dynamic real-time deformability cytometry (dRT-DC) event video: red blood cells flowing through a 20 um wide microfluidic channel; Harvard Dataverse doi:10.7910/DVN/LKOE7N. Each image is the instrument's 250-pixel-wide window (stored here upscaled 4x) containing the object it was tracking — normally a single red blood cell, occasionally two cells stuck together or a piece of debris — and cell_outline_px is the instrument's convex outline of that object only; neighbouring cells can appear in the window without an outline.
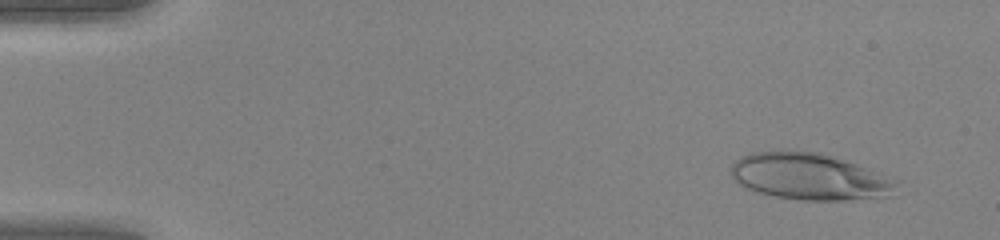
{"species": "human", "species_latin": "Homo sapiens", "temperature_condition": "warm", "stored_images_in_passage": 49, "camera_frame_rate_fps": 3000, "um_per_image_px": 0.085, "donor": {"sex": "female"}, "frame": {"image": 1, "passage_image": 4, "time_ms": 1.0, "image_size_px": [1000, 240], "cell_outline_px": [[896, 196], [844, 200], [800, 200], [776, 196], [756, 192], [740, 184], [732, 176], [732, 164], [740, 156], [752, 152], [776, 148], [820, 152], [864, 168], [896, 184]], "centroid_in_image_um": [68.69, 14.99], "position_along_channel_um": 16.3, "area_um2": 44.62}}
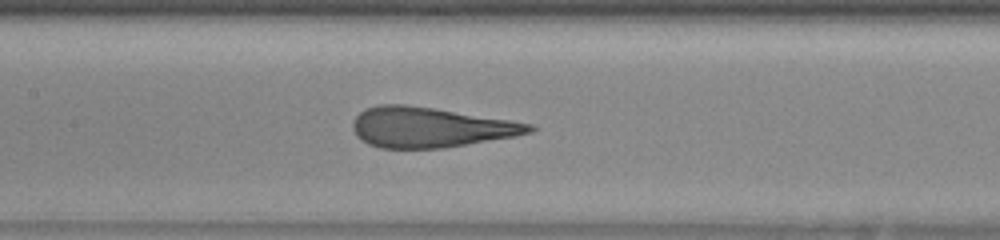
{"frame": {"image": 2, "passage_image": 24, "time_ms": 7.667, "image_size_px": [1000, 240], "cell_outline_px": [[536, 128], [532, 132], [516, 136], [444, 148], [380, 148], [368, 144], [360, 140], [356, 136], [352, 128], [352, 120], [364, 108], [380, 104], [404, 104], [436, 108], [536, 124]], "centroid_in_image_um": [36.56, 10.81], "position_along_channel_um": 170.8, "area_um2": 41.73}}
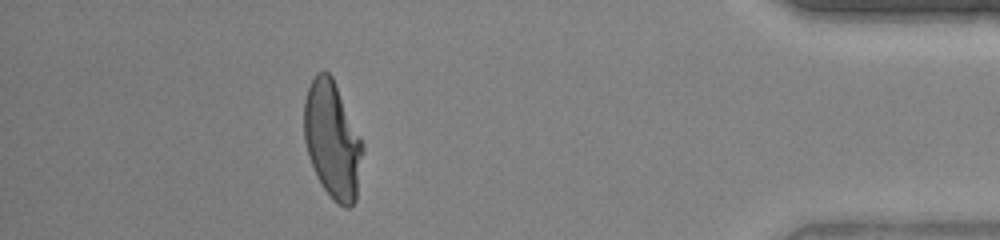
{"frame": {"image": 3, "passage_image": 44, "time_ms": 14.333, "image_size_px": [1000, 240], "cell_outline_px": [[364, 152], [356, 200], [348, 208], [344, 208], [332, 200], [316, 176], [308, 156], [304, 140], [304, 100], [308, 88], [316, 72], [328, 72], [332, 76], [364, 144]], "centroid_in_image_um": [28.26, 11.93], "position_along_channel_um": 406.9, "area_um2": 40.11}, "authors_computed_cell_mechanics": {"area_um2": 41.905, "velocity_mm_per_s": 4.2217, "shape_relaxation_time_tau1_ms": 7.6278, "shape_relaxation_time_tau2_ms": null, "deformation_change_tau1": 0.3418, "deformation_change_tau2": null}}